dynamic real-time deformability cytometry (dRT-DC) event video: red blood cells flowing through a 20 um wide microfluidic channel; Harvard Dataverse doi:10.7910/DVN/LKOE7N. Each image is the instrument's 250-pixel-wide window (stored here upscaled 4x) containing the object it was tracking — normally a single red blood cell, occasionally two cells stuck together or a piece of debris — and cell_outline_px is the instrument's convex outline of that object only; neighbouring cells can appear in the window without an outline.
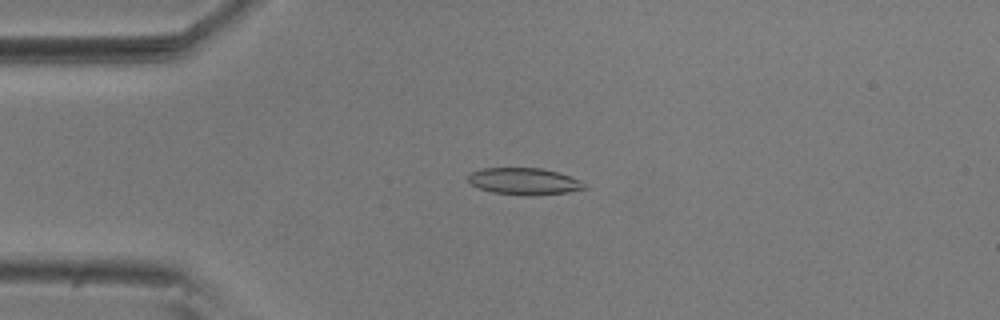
{"species": "common noctule bat (a hibernating species)", "species_latin": "Nyctalus noctula", "temperature_condition": "room temperature", "stored_images_in_passage": 51, "camera_frame_rate_fps": 3000, "um_per_image_px": 0.085, "animal": {"sex": "male", "body_mass_g": 20.5, "forearm_length_mm": 52.5}, "frame": {"image": 1, "passage_image": 13, "time_ms": 4.0, "image_size_px": [1000, 320], "cell_outline_px": [[588, 188], [568, 192], [536, 196], [524, 196], [492, 192], [480, 188], [472, 184], [468, 180], [468, 176], [472, 172], [480, 168], [540, 168], [560, 172], [580, 180], [588, 184]], "centroid_in_image_um": [44.62, 15.42], "position_along_channel_um": 40.4, "area_um2": 18.44}}
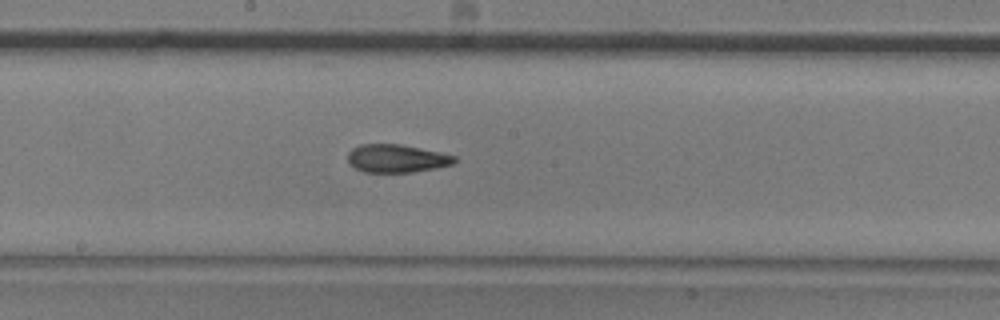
{"frame": {"image": 2, "passage_image": 29, "time_ms": 9.333, "image_size_px": [1000, 320], "cell_outline_px": [[456, 160], [452, 164], [436, 168], [412, 172], [364, 172], [356, 168], [348, 160], [348, 152], [352, 148], [360, 144], [400, 144], [440, 152], [456, 156]], "centroid_in_image_um": [33.71, 13.46], "position_along_channel_um": 214.5, "area_um2": 17.34}}
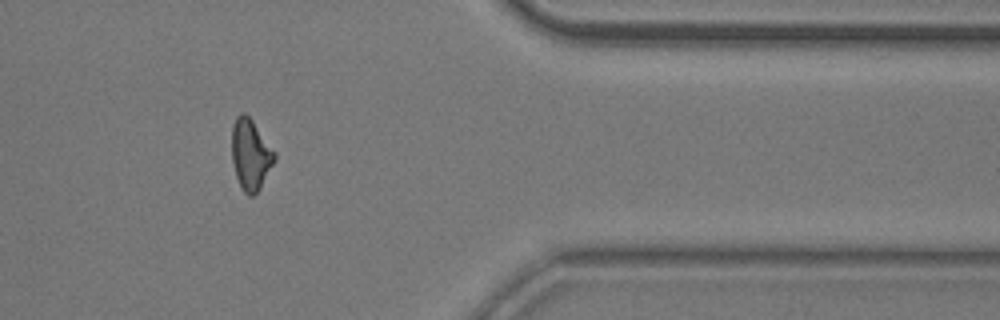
{"frame": {"image": 3, "passage_image": 45, "time_ms": 14.667, "image_size_px": [1000, 320], "cell_outline_px": [[276, 160], [260, 188], [252, 196], [248, 196], [240, 188], [236, 176], [232, 160], [232, 124], [236, 116], [240, 112], [244, 112], [252, 120], [276, 152]], "centroid_in_image_um": [21.3, 13.13], "position_along_channel_um": 390.1, "area_um2": 17.8}, "authors_computed_cell_mechanics": {"area_um2": 17.9758, "velocity_mm_per_s": 3.6968, "shape_relaxation_time_tau1_ms": 10.4851, "shape_relaxation_time_tau2_ms": 2.9497, "deformation_change_tau1": 0.2298, "deformation_change_tau2": 0.1066}}